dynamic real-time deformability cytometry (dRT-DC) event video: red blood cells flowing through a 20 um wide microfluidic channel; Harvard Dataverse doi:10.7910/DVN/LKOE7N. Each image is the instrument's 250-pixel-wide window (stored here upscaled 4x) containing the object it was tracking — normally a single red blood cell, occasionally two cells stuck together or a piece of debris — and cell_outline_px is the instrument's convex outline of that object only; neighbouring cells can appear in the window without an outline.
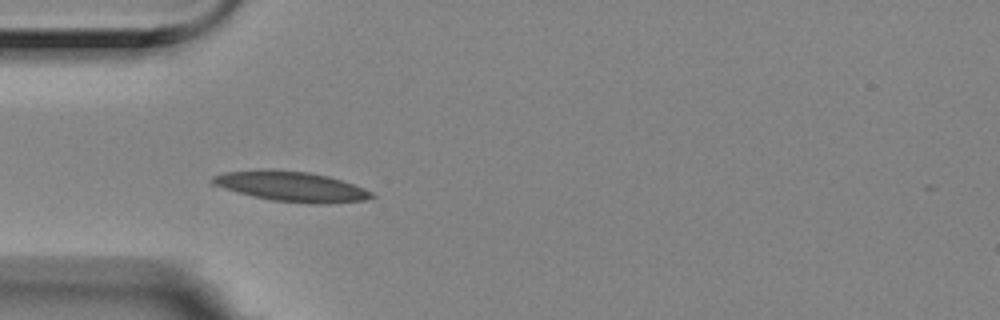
{"species": "Egyptian fruit bat (a non-hibernating species)", "species_latin": "Rousettus aegyptiacus", "temperature_condition": "room temperature", "stored_images_in_passage": 5, "camera_frame_rate_fps": 3000, "um_per_image_px": 0.085, "animal": {"sex": "female"}, "frame": {"image": 1, "passage_image": 4, "time_ms": 1.0, "image_size_px": [1000, 320], "cell_outline_px": [[376, 196], [364, 200], [328, 204], [308, 204], [272, 200], [252, 196], [236, 192], [212, 184], [212, 176], [224, 172], [308, 172], [328, 176], [364, 188], [372, 192]], "centroid_in_image_um": [24.84, 15.91], "position_along_channel_um": 60.2, "area_um2": 26.82}}
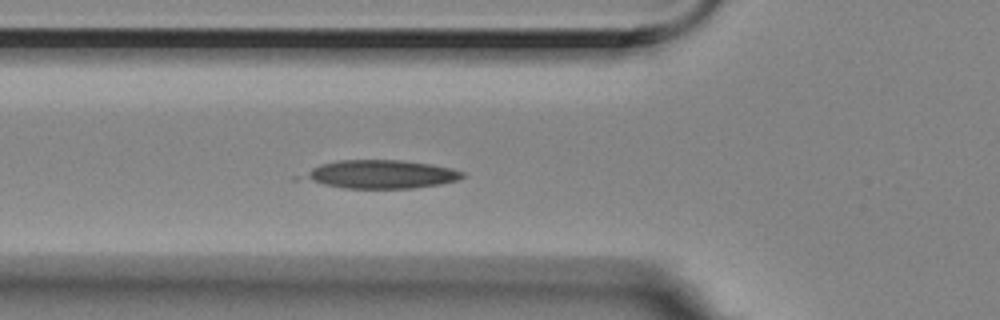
{"frame": {"image": 2, "passage_image": 5, "time_ms": 1.333, "image_size_px": [1000, 320], "cell_outline_px": [[464, 176], [460, 180], [440, 184], [412, 188], [344, 188], [292, 180], [292, 176], [320, 164], [340, 160], [400, 160], [432, 164], [452, 168], [464, 172]], "centroid_in_image_um": [32.17, 14.82], "position_along_channel_um": 93.6, "area_um2": 27.22}}